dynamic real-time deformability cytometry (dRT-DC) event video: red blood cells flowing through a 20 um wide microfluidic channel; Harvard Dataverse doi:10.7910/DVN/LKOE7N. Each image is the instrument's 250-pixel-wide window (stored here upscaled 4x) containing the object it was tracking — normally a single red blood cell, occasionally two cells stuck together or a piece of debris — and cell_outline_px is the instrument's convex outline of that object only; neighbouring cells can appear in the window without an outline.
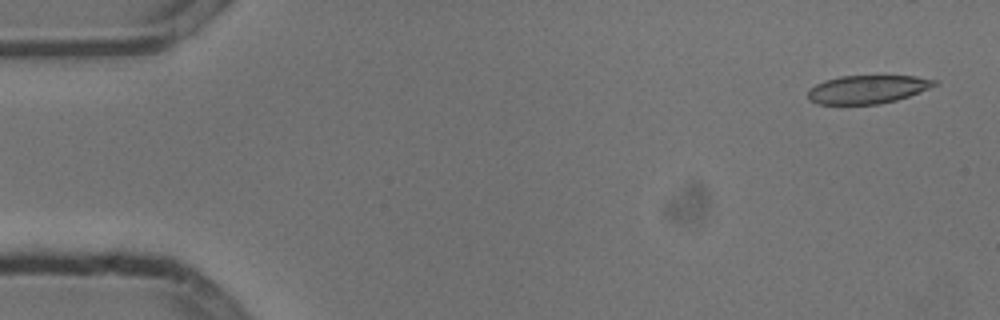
{"species": "common noctule bat (a hibernating species)", "species_latin": "Nyctalus noctula", "temperature_condition": "cold", "stored_images_in_passage": 3, "camera_frame_rate_fps": 3000, "um_per_image_px": 0.085, "animal": {"sex": "male", "body_mass_g": 13.3}, "frame": {"image": 1, "passage_image": 1, "time_ms": 0.0, "image_size_px": [1000, 320], "cell_outline_px": [[940, 84], [908, 96], [896, 100], [880, 104], [816, 104], [808, 100], [808, 88], [824, 80], [840, 76], [916, 76], [940, 80]], "centroid_in_image_um": [73.74, 7.59], "position_along_channel_um": 11.3, "area_um2": 21.1}}